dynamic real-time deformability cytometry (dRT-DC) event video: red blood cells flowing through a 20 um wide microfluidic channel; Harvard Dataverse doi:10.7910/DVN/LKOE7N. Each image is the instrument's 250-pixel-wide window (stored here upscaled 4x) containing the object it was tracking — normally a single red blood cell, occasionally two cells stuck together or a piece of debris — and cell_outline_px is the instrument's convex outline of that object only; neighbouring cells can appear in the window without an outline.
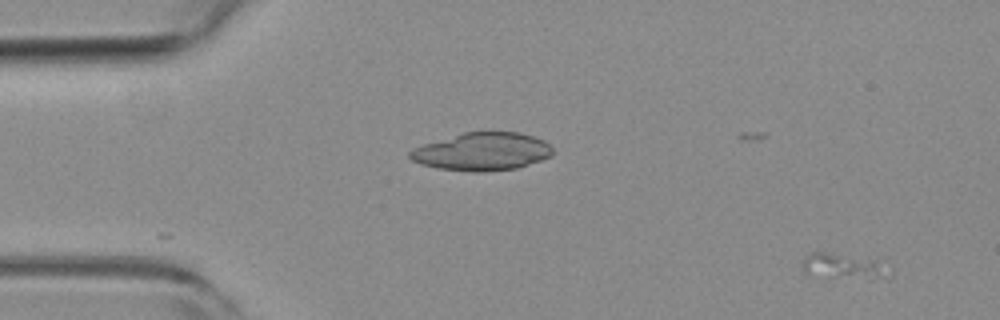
{"species": "common noctule bat (a hibernating species)", "species_latin": "Nyctalus noctula", "temperature_condition": "room temperature", "stored_images_in_passage": 54, "camera_frame_rate_fps": 3000, "um_per_image_px": 0.085, "animal": {"sex": "female", "body_mass_g": 19.3, "forearm_length_mm": 54.1}, "frame": {"image": 1, "passage_image": 1, "time_ms": 0.0, "image_size_px": [1000, 320], "cell_outline_px": [[892, 276], [872, 280], [868, 280], [824, 276], [804, 272], [804, 256], [812, 252], [828, 252], [872, 260], [892, 268]], "centroid_in_image_um": [71.8, 22.66], "position_along_channel_um": 13.2, "area_um2": 12.89}}
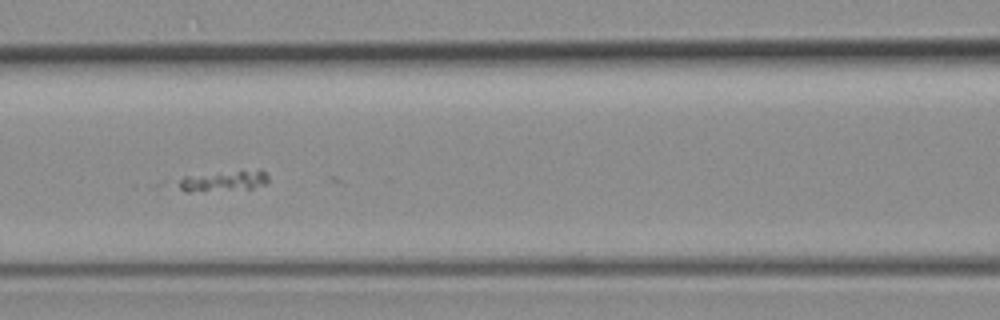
{"frame": {"image": 2, "passage_image": 22, "time_ms": 7.0, "image_size_px": [1000, 320], "cell_outline_px": [[268, 184], [252, 188], [188, 192], [184, 192], [172, 184], [176, 180], [184, 176], [260, 168], [268, 176]], "centroid_in_image_um": [18.94, 15.37], "position_along_channel_um": 147.7, "area_um2": 11.27}}
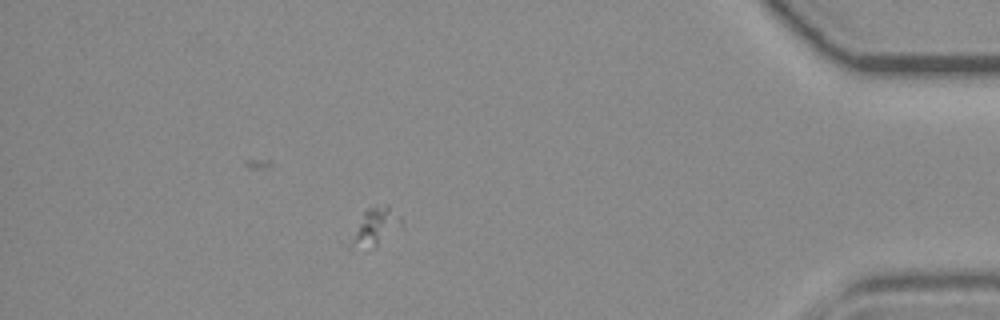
{"frame": {"image": 3, "passage_image": 47, "time_ms": 15.333, "image_size_px": [1000, 320], "cell_outline_px": [[400, 224], [376, 244], [364, 252], [348, 248], [348, 244], [364, 212], [368, 208], [388, 204], [400, 216]], "centroid_in_image_um": [31.79, 19.32], "position_along_channel_um": 403.4, "area_um2": 10.58}}